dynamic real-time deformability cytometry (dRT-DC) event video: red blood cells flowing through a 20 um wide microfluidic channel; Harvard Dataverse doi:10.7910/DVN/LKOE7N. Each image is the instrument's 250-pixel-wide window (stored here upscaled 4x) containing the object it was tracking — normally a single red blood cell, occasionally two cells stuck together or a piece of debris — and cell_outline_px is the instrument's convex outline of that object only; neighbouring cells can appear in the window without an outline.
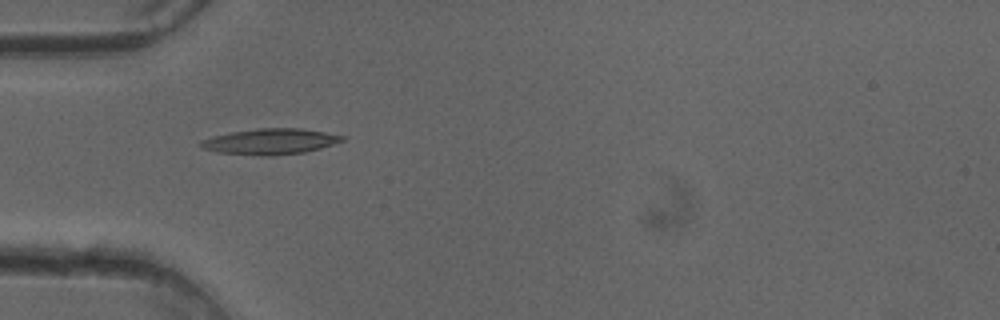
{"species": "common noctule bat (a hibernating species)", "species_latin": "Nyctalus noctula", "temperature_condition": "cold", "stored_images_in_passage": 51, "camera_frame_rate_fps": 3000, "um_per_image_px": 0.085, "animal": {"sex": "female"}, "frame": {"image": 1, "passage_image": 16, "time_ms": 5.0, "image_size_px": [1000, 320], "cell_outline_px": [[344, 140], [320, 148], [304, 152], [272, 156], [260, 156], [216, 152], [204, 148], [200, 144], [200, 140], [212, 136], [232, 132], [256, 128], [300, 128], [324, 132], [344, 136]], "centroid_in_image_um": [22.94, 12.03], "position_along_channel_um": 62.1, "area_um2": 21.15}}
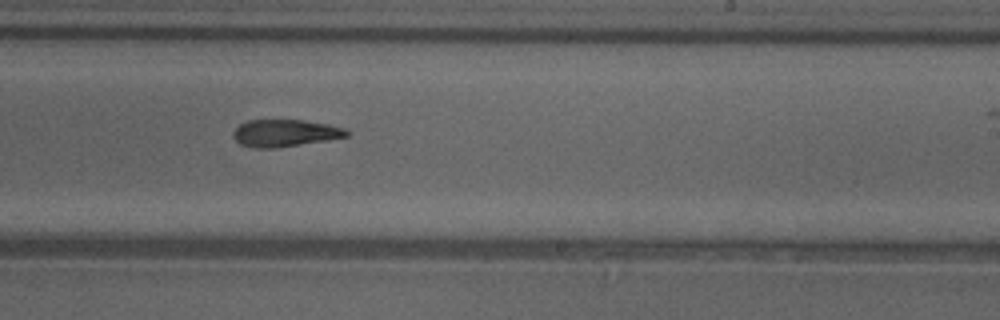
{"frame": {"image": 2, "passage_image": 31, "time_ms": 10.0, "image_size_px": [1000, 320], "cell_outline_px": [[348, 136], [328, 140], [276, 148], [256, 148], [240, 144], [232, 136], [232, 132], [240, 124], [248, 120], [304, 120], [328, 124], [344, 128], [348, 132]], "centroid_in_image_um": [24.2, 11.31], "position_along_channel_um": 264.8, "area_um2": 17.92}}
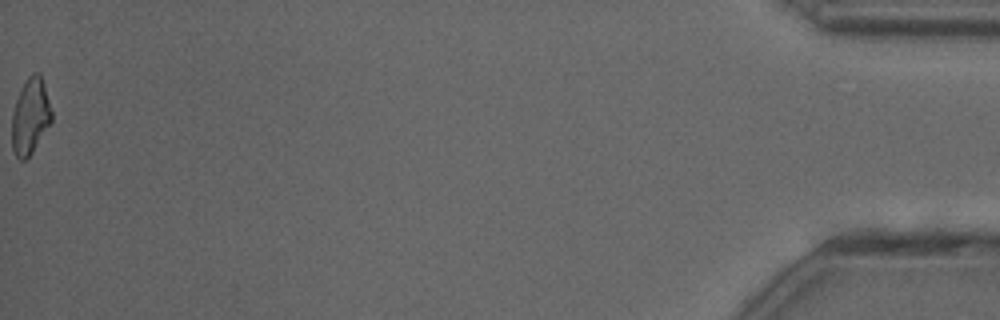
{"frame": {"image": 3, "passage_image": 51, "time_ms": 16.667, "image_size_px": [1000, 320], "cell_outline_px": [[52, 120], [32, 152], [24, 160], [20, 160], [16, 156], [12, 148], [12, 112], [20, 88], [28, 76], [32, 72], [40, 72], [44, 84], [52, 112]], "centroid_in_image_um": [2.57, 9.85], "position_along_channel_um": 432.6, "area_um2": 17.51}, "authors_computed_cell_mechanics": {"area_um2": 18.9006, "velocity_mm_per_s": 4.0972, "shape_relaxation_time_tau1_ms": 4.7287, "shape_relaxation_time_tau2_ms": null, "deformation_change_tau1": 0.1643, "deformation_change_tau2": null}}